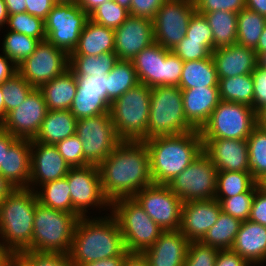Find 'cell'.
<instances>
[{"label": "cell", "mask_w": 266, "mask_h": 266, "mask_svg": "<svg viewBox=\"0 0 266 266\" xmlns=\"http://www.w3.org/2000/svg\"><path fill=\"white\" fill-rule=\"evenodd\" d=\"M98 169L102 191L110 203L133 197L153 184L149 153L143 141H121Z\"/></svg>", "instance_id": "1"}, {"label": "cell", "mask_w": 266, "mask_h": 266, "mask_svg": "<svg viewBox=\"0 0 266 266\" xmlns=\"http://www.w3.org/2000/svg\"><path fill=\"white\" fill-rule=\"evenodd\" d=\"M149 153L153 184L168 185L203 151L200 130L143 141Z\"/></svg>", "instance_id": "2"}, {"label": "cell", "mask_w": 266, "mask_h": 266, "mask_svg": "<svg viewBox=\"0 0 266 266\" xmlns=\"http://www.w3.org/2000/svg\"><path fill=\"white\" fill-rule=\"evenodd\" d=\"M122 233L112 215L99 220L80 217L76 223L69 252L77 264H86L105 258L126 256Z\"/></svg>", "instance_id": "3"}, {"label": "cell", "mask_w": 266, "mask_h": 266, "mask_svg": "<svg viewBox=\"0 0 266 266\" xmlns=\"http://www.w3.org/2000/svg\"><path fill=\"white\" fill-rule=\"evenodd\" d=\"M34 191L32 188H15L0 200V234L5 240L1 245L15 255L29 250L32 245L33 222L38 201Z\"/></svg>", "instance_id": "4"}, {"label": "cell", "mask_w": 266, "mask_h": 266, "mask_svg": "<svg viewBox=\"0 0 266 266\" xmlns=\"http://www.w3.org/2000/svg\"><path fill=\"white\" fill-rule=\"evenodd\" d=\"M194 130L196 129L187 121L184 114L180 87L156 86L151 88L147 136L142 141Z\"/></svg>", "instance_id": "5"}, {"label": "cell", "mask_w": 266, "mask_h": 266, "mask_svg": "<svg viewBox=\"0 0 266 266\" xmlns=\"http://www.w3.org/2000/svg\"><path fill=\"white\" fill-rule=\"evenodd\" d=\"M151 87L139 83L110 104L111 120L122 141H142L147 136Z\"/></svg>", "instance_id": "6"}, {"label": "cell", "mask_w": 266, "mask_h": 266, "mask_svg": "<svg viewBox=\"0 0 266 266\" xmlns=\"http://www.w3.org/2000/svg\"><path fill=\"white\" fill-rule=\"evenodd\" d=\"M78 219L73 213L55 210L37 201L29 250L69 254Z\"/></svg>", "instance_id": "7"}, {"label": "cell", "mask_w": 266, "mask_h": 266, "mask_svg": "<svg viewBox=\"0 0 266 266\" xmlns=\"http://www.w3.org/2000/svg\"><path fill=\"white\" fill-rule=\"evenodd\" d=\"M111 207L129 253H142L164 232L133 197L114 200Z\"/></svg>", "instance_id": "8"}, {"label": "cell", "mask_w": 266, "mask_h": 266, "mask_svg": "<svg viewBox=\"0 0 266 266\" xmlns=\"http://www.w3.org/2000/svg\"><path fill=\"white\" fill-rule=\"evenodd\" d=\"M138 80L151 88L178 86L184 61L171 50L154 42L132 60Z\"/></svg>", "instance_id": "9"}, {"label": "cell", "mask_w": 266, "mask_h": 266, "mask_svg": "<svg viewBox=\"0 0 266 266\" xmlns=\"http://www.w3.org/2000/svg\"><path fill=\"white\" fill-rule=\"evenodd\" d=\"M256 126V111L253 107L221 100L200 133L202 139L246 140Z\"/></svg>", "instance_id": "10"}, {"label": "cell", "mask_w": 266, "mask_h": 266, "mask_svg": "<svg viewBox=\"0 0 266 266\" xmlns=\"http://www.w3.org/2000/svg\"><path fill=\"white\" fill-rule=\"evenodd\" d=\"M76 135L83 145L85 166H98L122 141L116 133L110 113L79 119Z\"/></svg>", "instance_id": "11"}, {"label": "cell", "mask_w": 266, "mask_h": 266, "mask_svg": "<svg viewBox=\"0 0 266 266\" xmlns=\"http://www.w3.org/2000/svg\"><path fill=\"white\" fill-rule=\"evenodd\" d=\"M88 19L89 15L76 2H57L45 20L46 39L70 55Z\"/></svg>", "instance_id": "12"}, {"label": "cell", "mask_w": 266, "mask_h": 266, "mask_svg": "<svg viewBox=\"0 0 266 266\" xmlns=\"http://www.w3.org/2000/svg\"><path fill=\"white\" fill-rule=\"evenodd\" d=\"M217 172L211 159L202 151L168 186L183 202L213 199Z\"/></svg>", "instance_id": "13"}, {"label": "cell", "mask_w": 266, "mask_h": 266, "mask_svg": "<svg viewBox=\"0 0 266 266\" xmlns=\"http://www.w3.org/2000/svg\"><path fill=\"white\" fill-rule=\"evenodd\" d=\"M17 68L30 85L39 89L69 69V55L46 39L40 41L35 51Z\"/></svg>", "instance_id": "14"}, {"label": "cell", "mask_w": 266, "mask_h": 266, "mask_svg": "<svg viewBox=\"0 0 266 266\" xmlns=\"http://www.w3.org/2000/svg\"><path fill=\"white\" fill-rule=\"evenodd\" d=\"M133 198L163 231L179 230L183 201L168 185L151 184Z\"/></svg>", "instance_id": "15"}, {"label": "cell", "mask_w": 266, "mask_h": 266, "mask_svg": "<svg viewBox=\"0 0 266 266\" xmlns=\"http://www.w3.org/2000/svg\"><path fill=\"white\" fill-rule=\"evenodd\" d=\"M195 11L193 0H166L153 19L154 42L172 50L186 36Z\"/></svg>", "instance_id": "16"}, {"label": "cell", "mask_w": 266, "mask_h": 266, "mask_svg": "<svg viewBox=\"0 0 266 266\" xmlns=\"http://www.w3.org/2000/svg\"><path fill=\"white\" fill-rule=\"evenodd\" d=\"M66 178L70 186L73 214L78 218L86 217L88 206H111L102 191L98 166L71 167Z\"/></svg>", "instance_id": "17"}, {"label": "cell", "mask_w": 266, "mask_h": 266, "mask_svg": "<svg viewBox=\"0 0 266 266\" xmlns=\"http://www.w3.org/2000/svg\"><path fill=\"white\" fill-rule=\"evenodd\" d=\"M47 111L42 92L34 88L20 106L7 113L0 127L16 138L33 140Z\"/></svg>", "instance_id": "18"}, {"label": "cell", "mask_w": 266, "mask_h": 266, "mask_svg": "<svg viewBox=\"0 0 266 266\" xmlns=\"http://www.w3.org/2000/svg\"><path fill=\"white\" fill-rule=\"evenodd\" d=\"M115 50L119 60L131 61L144 48L154 43L153 21L129 15L114 30Z\"/></svg>", "instance_id": "19"}, {"label": "cell", "mask_w": 266, "mask_h": 266, "mask_svg": "<svg viewBox=\"0 0 266 266\" xmlns=\"http://www.w3.org/2000/svg\"><path fill=\"white\" fill-rule=\"evenodd\" d=\"M221 212L220 203L215 198L183 202L179 231L190 242L201 241Z\"/></svg>", "instance_id": "20"}, {"label": "cell", "mask_w": 266, "mask_h": 266, "mask_svg": "<svg viewBox=\"0 0 266 266\" xmlns=\"http://www.w3.org/2000/svg\"><path fill=\"white\" fill-rule=\"evenodd\" d=\"M203 152L218 172H250L247 140L202 139Z\"/></svg>", "instance_id": "21"}, {"label": "cell", "mask_w": 266, "mask_h": 266, "mask_svg": "<svg viewBox=\"0 0 266 266\" xmlns=\"http://www.w3.org/2000/svg\"><path fill=\"white\" fill-rule=\"evenodd\" d=\"M35 150L33 151V149ZM70 167L55 145L31 140L30 181L43 185L49 181L66 177Z\"/></svg>", "instance_id": "22"}, {"label": "cell", "mask_w": 266, "mask_h": 266, "mask_svg": "<svg viewBox=\"0 0 266 266\" xmlns=\"http://www.w3.org/2000/svg\"><path fill=\"white\" fill-rule=\"evenodd\" d=\"M218 80L252 74L257 66L256 52L238 43L212 51Z\"/></svg>", "instance_id": "23"}, {"label": "cell", "mask_w": 266, "mask_h": 266, "mask_svg": "<svg viewBox=\"0 0 266 266\" xmlns=\"http://www.w3.org/2000/svg\"><path fill=\"white\" fill-rule=\"evenodd\" d=\"M190 241L179 231H164L142 254L149 266H184Z\"/></svg>", "instance_id": "24"}, {"label": "cell", "mask_w": 266, "mask_h": 266, "mask_svg": "<svg viewBox=\"0 0 266 266\" xmlns=\"http://www.w3.org/2000/svg\"><path fill=\"white\" fill-rule=\"evenodd\" d=\"M183 109L187 121L201 130L220 103L219 87L182 89Z\"/></svg>", "instance_id": "25"}, {"label": "cell", "mask_w": 266, "mask_h": 266, "mask_svg": "<svg viewBox=\"0 0 266 266\" xmlns=\"http://www.w3.org/2000/svg\"><path fill=\"white\" fill-rule=\"evenodd\" d=\"M231 250L250 264L266 262V226L250 220L242 221Z\"/></svg>", "instance_id": "26"}, {"label": "cell", "mask_w": 266, "mask_h": 266, "mask_svg": "<svg viewBox=\"0 0 266 266\" xmlns=\"http://www.w3.org/2000/svg\"><path fill=\"white\" fill-rule=\"evenodd\" d=\"M31 140L17 139L5 152L4 178L14 188L30 189Z\"/></svg>", "instance_id": "27"}, {"label": "cell", "mask_w": 266, "mask_h": 266, "mask_svg": "<svg viewBox=\"0 0 266 266\" xmlns=\"http://www.w3.org/2000/svg\"><path fill=\"white\" fill-rule=\"evenodd\" d=\"M114 29L105 27L88 19L78 44L70 55L98 56L105 52H114Z\"/></svg>", "instance_id": "28"}, {"label": "cell", "mask_w": 266, "mask_h": 266, "mask_svg": "<svg viewBox=\"0 0 266 266\" xmlns=\"http://www.w3.org/2000/svg\"><path fill=\"white\" fill-rule=\"evenodd\" d=\"M77 121L70 110H48L33 140L55 145L76 134Z\"/></svg>", "instance_id": "29"}, {"label": "cell", "mask_w": 266, "mask_h": 266, "mask_svg": "<svg viewBox=\"0 0 266 266\" xmlns=\"http://www.w3.org/2000/svg\"><path fill=\"white\" fill-rule=\"evenodd\" d=\"M39 90L44 96L48 110H69L77 92L76 77L70 69H67L42 85Z\"/></svg>", "instance_id": "30"}, {"label": "cell", "mask_w": 266, "mask_h": 266, "mask_svg": "<svg viewBox=\"0 0 266 266\" xmlns=\"http://www.w3.org/2000/svg\"><path fill=\"white\" fill-rule=\"evenodd\" d=\"M216 66L212 55L201 60L184 61L180 83L181 89L196 87H219Z\"/></svg>", "instance_id": "31"}, {"label": "cell", "mask_w": 266, "mask_h": 266, "mask_svg": "<svg viewBox=\"0 0 266 266\" xmlns=\"http://www.w3.org/2000/svg\"><path fill=\"white\" fill-rule=\"evenodd\" d=\"M201 14L205 16L213 33V50L237 43V13L215 11Z\"/></svg>", "instance_id": "32"}, {"label": "cell", "mask_w": 266, "mask_h": 266, "mask_svg": "<svg viewBox=\"0 0 266 266\" xmlns=\"http://www.w3.org/2000/svg\"><path fill=\"white\" fill-rule=\"evenodd\" d=\"M118 60L114 52H105L98 56L69 55V69L75 76L106 75Z\"/></svg>", "instance_id": "33"}, {"label": "cell", "mask_w": 266, "mask_h": 266, "mask_svg": "<svg viewBox=\"0 0 266 266\" xmlns=\"http://www.w3.org/2000/svg\"><path fill=\"white\" fill-rule=\"evenodd\" d=\"M107 79V102L109 104L140 83L132 61L126 60H118L107 74Z\"/></svg>", "instance_id": "34"}, {"label": "cell", "mask_w": 266, "mask_h": 266, "mask_svg": "<svg viewBox=\"0 0 266 266\" xmlns=\"http://www.w3.org/2000/svg\"><path fill=\"white\" fill-rule=\"evenodd\" d=\"M242 221L221 212L217 222L207 231L201 242L220 250L231 249Z\"/></svg>", "instance_id": "35"}, {"label": "cell", "mask_w": 266, "mask_h": 266, "mask_svg": "<svg viewBox=\"0 0 266 266\" xmlns=\"http://www.w3.org/2000/svg\"><path fill=\"white\" fill-rule=\"evenodd\" d=\"M220 99L253 107L254 83L252 74L221 78L218 82Z\"/></svg>", "instance_id": "36"}, {"label": "cell", "mask_w": 266, "mask_h": 266, "mask_svg": "<svg viewBox=\"0 0 266 266\" xmlns=\"http://www.w3.org/2000/svg\"><path fill=\"white\" fill-rule=\"evenodd\" d=\"M42 191H35L37 200L43 206L73 213L70 186L66 177L44 183Z\"/></svg>", "instance_id": "37"}, {"label": "cell", "mask_w": 266, "mask_h": 266, "mask_svg": "<svg viewBox=\"0 0 266 266\" xmlns=\"http://www.w3.org/2000/svg\"><path fill=\"white\" fill-rule=\"evenodd\" d=\"M266 25V18L247 8L237 13V43L255 49Z\"/></svg>", "instance_id": "38"}, {"label": "cell", "mask_w": 266, "mask_h": 266, "mask_svg": "<svg viewBox=\"0 0 266 266\" xmlns=\"http://www.w3.org/2000/svg\"><path fill=\"white\" fill-rule=\"evenodd\" d=\"M256 184L257 181L252 177L250 172H217L215 198H229L249 192Z\"/></svg>", "instance_id": "39"}, {"label": "cell", "mask_w": 266, "mask_h": 266, "mask_svg": "<svg viewBox=\"0 0 266 266\" xmlns=\"http://www.w3.org/2000/svg\"><path fill=\"white\" fill-rule=\"evenodd\" d=\"M246 140L250 173L257 181L266 174V130L256 126Z\"/></svg>", "instance_id": "40"}, {"label": "cell", "mask_w": 266, "mask_h": 266, "mask_svg": "<svg viewBox=\"0 0 266 266\" xmlns=\"http://www.w3.org/2000/svg\"><path fill=\"white\" fill-rule=\"evenodd\" d=\"M3 42V53L18 66L35 51L40 41L34 37L10 31Z\"/></svg>", "instance_id": "41"}, {"label": "cell", "mask_w": 266, "mask_h": 266, "mask_svg": "<svg viewBox=\"0 0 266 266\" xmlns=\"http://www.w3.org/2000/svg\"><path fill=\"white\" fill-rule=\"evenodd\" d=\"M16 266H77L69 254L25 250L16 254Z\"/></svg>", "instance_id": "42"}, {"label": "cell", "mask_w": 266, "mask_h": 266, "mask_svg": "<svg viewBox=\"0 0 266 266\" xmlns=\"http://www.w3.org/2000/svg\"><path fill=\"white\" fill-rule=\"evenodd\" d=\"M33 89L34 87L19 72L8 78L1 85L5 104V117L8 112L20 106Z\"/></svg>", "instance_id": "43"}, {"label": "cell", "mask_w": 266, "mask_h": 266, "mask_svg": "<svg viewBox=\"0 0 266 266\" xmlns=\"http://www.w3.org/2000/svg\"><path fill=\"white\" fill-rule=\"evenodd\" d=\"M70 112L77 118H88L99 114L110 113V104L99 95L75 94Z\"/></svg>", "instance_id": "44"}, {"label": "cell", "mask_w": 266, "mask_h": 266, "mask_svg": "<svg viewBox=\"0 0 266 266\" xmlns=\"http://www.w3.org/2000/svg\"><path fill=\"white\" fill-rule=\"evenodd\" d=\"M7 24L10 26L9 31L34 37L39 41L46 40L45 21L27 12L9 15Z\"/></svg>", "instance_id": "45"}, {"label": "cell", "mask_w": 266, "mask_h": 266, "mask_svg": "<svg viewBox=\"0 0 266 266\" xmlns=\"http://www.w3.org/2000/svg\"><path fill=\"white\" fill-rule=\"evenodd\" d=\"M128 16V9L120 6L113 0L99 5L89 14V19L95 23L115 30L122 25Z\"/></svg>", "instance_id": "46"}, {"label": "cell", "mask_w": 266, "mask_h": 266, "mask_svg": "<svg viewBox=\"0 0 266 266\" xmlns=\"http://www.w3.org/2000/svg\"><path fill=\"white\" fill-rule=\"evenodd\" d=\"M258 188L256 184L249 192L238 194L229 198H215L221 206V211L231 215L241 221L249 219L255 191Z\"/></svg>", "instance_id": "47"}, {"label": "cell", "mask_w": 266, "mask_h": 266, "mask_svg": "<svg viewBox=\"0 0 266 266\" xmlns=\"http://www.w3.org/2000/svg\"><path fill=\"white\" fill-rule=\"evenodd\" d=\"M219 250L205 245L201 241H191L187 249L184 266H215Z\"/></svg>", "instance_id": "48"}, {"label": "cell", "mask_w": 266, "mask_h": 266, "mask_svg": "<svg viewBox=\"0 0 266 266\" xmlns=\"http://www.w3.org/2000/svg\"><path fill=\"white\" fill-rule=\"evenodd\" d=\"M55 147L70 168L85 166L83 145L76 134L56 143Z\"/></svg>", "instance_id": "49"}, {"label": "cell", "mask_w": 266, "mask_h": 266, "mask_svg": "<svg viewBox=\"0 0 266 266\" xmlns=\"http://www.w3.org/2000/svg\"><path fill=\"white\" fill-rule=\"evenodd\" d=\"M171 51L183 61H193L209 58L213 50L207 44L185 36Z\"/></svg>", "instance_id": "50"}, {"label": "cell", "mask_w": 266, "mask_h": 266, "mask_svg": "<svg viewBox=\"0 0 266 266\" xmlns=\"http://www.w3.org/2000/svg\"><path fill=\"white\" fill-rule=\"evenodd\" d=\"M186 37L189 40L201 41L213 50V33L205 16L197 11L189 20Z\"/></svg>", "instance_id": "51"}, {"label": "cell", "mask_w": 266, "mask_h": 266, "mask_svg": "<svg viewBox=\"0 0 266 266\" xmlns=\"http://www.w3.org/2000/svg\"><path fill=\"white\" fill-rule=\"evenodd\" d=\"M198 13L230 11L238 13L246 8V0H193Z\"/></svg>", "instance_id": "52"}, {"label": "cell", "mask_w": 266, "mask_h": 266, "mask_svg": "<svg viewBox=\"0 0 266 266\" xmlns=\"http://www.w3.org/2000/svg\"><path fill=\"white\" fill-rule=\"evenodd\" d=\"M75 77L77 82V93L99 95L107 101V74Z\"/></svg>", "instance_id": "53"}, {"label": "cell", "mask_w": 266, "mask_h": 266, "mask_svg": "<svg viewBox=\"0 0 266 266\" xmlns=\"http://www.w3.org/2000/svg\"><path fill=\"white\" fill-rule=\"evenodd\" d=\"M166 0H131L129 15L153 21L157 11Z\"/></svg>", "instance_id": "54"}, {"label": "cell", "mask_w": 266, "mask_h": 266, "mask_svg": "<svg viewBox=\"0 0 266 266\" xmlns=\"http://www.w3.org/2000/svg\"><path fill=\"white\" fill-rule=\"evenodd\" d=\"M252 77L254 83L253 108L257 111L266 105V70L256 66Z\"/></svg>", "instance_id": "55"}, {"label": "cell", "mask_w": 266, "mask_h": 266, "mask_svg": "<svg viewBox=\"0 0 266 266\" xmlns=\"http://www.w3.org/2000/svg\"><path fill=\"white\" fill-rule=\"evenodd\" d=\"M248 220L266 226V193L259 188L255 191Z\"/></svg>", "instance_id": "56"}, {"label": "cell", "mask_w": 266, "mask_h": 266, "mask_svg": "<svg viewBox=\"0 0 266 266\" xmlns=\"http://www.w3.org/2000/svg\"><path fill=\"white\" fill-rule=\"evenodd\" d=\"M56 3L55 0H26V12L45 21Z\"/></svg>", "instance_id": "57"}, {"label": "cell", "mask_w": 266, "mask_h": 266, "mask_svg": "<svg viewBox=\"0 0 266 266\" xmlns=\"http://www.w3.org/2000/svg\"><path fill=\"white\" fill-rule=\"evenodd\" d=\"M215 266H251L250 263L231 249L219 250Z\"/></svg>", "instance_id": "58"}, {"label": "cell", "mask_w": 266, "mask_h": 266, "mask_svg": "<svg viewBox=\"0 0 266 266\" xmlns=\"http://www.w3.org/2000/svg\"><path fill=\"white\" fill-rule=\"evenodd\" d=\"M18 138L11 135L9 132H6L0 127V174L4 177V159L5 152H8L10 146Z\"/></svg>", "instance_id": "59"}, {"label": "cell", "mask_w": 266, "mask_h": 266, "mask_svg": "<svg viewBox=\"0 0 266 266\" xmlns=\"http://www.w3.org/2000/svg\"><path fill=\"white\" fill-rule=\"evenodd\" d=\"M9 61L11 62L10 64L12 66H10V64L8 63ZM17 72V65L6 55H0V85H2L8 78L12 77Z\"/></svg>", "instance_id": "60"}, {"label": "cell", "mask_w": 266, "mask_h": 266, "mask_svg": "<svg viewBox=\"0 0 266 266\" xmlns=\"http://www.w3.org/2000/svg\"><path fill=\"white\" fill-rule=\"evenodd\" d=\"M121 266H149L142 253H128Z\"/></svg>", "instance_id": "61"}, {"label": "cell", "mask_w": 266, "mask_h": 266, "mask_svg": "<svg viewBox=\"0 0 266 266\" xmlns=\"http://www.w3.org/2000/svg\"><path fill=\"white\" fill-rule=\"evenodd\" d=\"M125 256L105 258L77 266H121Z\"/></svg>", "instance_id": "62"}, {"label": "cell", "mask_w": 266, "mask_h": 266, "mask_svg": "<svg viewBox=\"0 0 266 266\" xmlns=\"http://www.w3.org/2000/svg\"><path fill=\"white\" fill-rule=\"evenodd\" d=\"M0 266H16V255L0 243Z\"/></svg>", "instance_id": "63"}, {"label": "cell", "mask_w": 266, "mask_h": 266, "mask_svg": "<svg viewBox=\"0 0 266 266\" xmlns=\"http://www.w3.org/2000/svg\"><path fill=\"white\" fill-rule=\"evenodd\" d=\"M9 15L26 12V0H4Z\"/></svg>", "instance_id": "64"}, {"label": "cell", "mask_w": 266, "mask_h": 266, "mask_svg": "<svg viewBox=\"0 0 266 266\" xmlns=\"http://www.w3.org/2000/svg\"><path fill=\"white\" fill-rule=\"evenodd\" d=\"M107 1H113V0H77L76 3L83 11H85L89 15L99 5H102Z\"/></svg>", "instance_id": "65"}, {"label": "cell", "mask_w": 266, "mask_h": 266, "mask_svg": "<svg viewBox=\"0 0 266 266\" xmlns=\"http://www.w3.org/2000/svg\"><path fill=\"white\" fill-rule=\"evenodd\" d=\"M246 8L266 18V0H246Z\"/></svg>", "instance_id": "66"}, {"label": "cell", "mask_w": 266, "mask_h": 266, "mask_svg": "<svg viewBox=\"0 0 266 266\" xmlns=\"http://www.w3.org/2000/svg\"><path fill=\"white\" fill-rule=\"evenodd\" d=\"M15 188L0 174V200L9 195Z\"/></svg>", "instance_id": "67"}, {"label": "cell", "mask_w": 266, "mask_h": 266, "mask_svg": "<svg viewBox=\"0 0 266 266\" xmlns=\"http://www.w3.org/2000/svg\"><path fill=\"white\" fill-rule=\"evenodd\" d=\"M257 126L266 130V105L256 111Z\"/></svg>", "instance_id": "68"}, {"label": "cell", "mask_w": 266, "mask_h": 266, "mask_svg": "<svg viewBox=\"0 0 266 266\" xmlns=\"http://www.w3.org/2000/svg\"><path fill=\"white\" fill-rule=\"evenodd\" d=\"M256 52V55L259 53L266 52V25L264 27L263 33L261 34V37L259 38L257 47L254 49Z\"/></svg>", "instance_id": "69"}, {"label": "cell", "mask_w": 266, "mask_h": 266, "mask_svg": "<svg viewBox=\"0 0 266 266\" xmlns=\"http://www.w3.org/2000/svg\"><path fill=\"white\" fill-rule=\"evenodd\" d=\"M8 16L9 14L5 2L4 0H0V26H3V24L5 25V23L7 24Z\"/></svg>", "instance_id": "70"}, {"label": "cell", "mask_w": 266, "mask_h": 266, "mask_svg": "<svg viewBox=\"0 0 266 266\" xmlns=\"http://www.w3.org/2000/svg\"><path fill=\"white\" fill-rule=\"evenodd\" d=\"M257 66L266 70V52L257 55Z\"/></svg>", "instance_id": "71"}, {"label": "cell", "mask_w": 266, "mask_h": 266, "mask_svg": "<svg viewBox=\"0 0 266 266\" xmlns=\"http://www.w3.org/2000/svg\"><path fill=\"white\" fill-rule=\"evenodd\" d=\"M5 118V104H4V98L1 90L0 85V123Z\"/></svg>", "instance_id": "72"}, {"label": "cell", "mask_w": 266, "mask_h": 266, "mask_svg": "<svg viewBox=\"0 0 266 266\" xmlns=\"http://www.w3.org/2000/svg\"><path fill=\"white\" fill-rule=\"evenodd\" d=\"M257 185L260 190L266 193V174L257 180Z\"/></svg>", "instance_id": "73"}, {"label": "cell", "mask_w": 266, "mask_h": 266, "mask_svg": "<svg viewBox=\"0 0 266 266\" xmlns=\"http://www.w3.org/2000/svg\"><path fill=\"white\" fill-rule=\"evenodd\" d=\"M114 1L128 10L130 9L131 0H114Z\"/></svg>", "instance_id": "74"}, {"label": "cell", "mask_w": 266, "mask_h": 266, "mask_svg": "<svg viewBox=\"0 0 266 266\" xmlns=\"http://www.w3.org/2000/svg\"><path fill=\"white\" fill-rule=\"evenodd\" d=\"M56 2L63 3V2H77V0H55Z\"/></svg>", "instance_id": "75"}]
</instances>
